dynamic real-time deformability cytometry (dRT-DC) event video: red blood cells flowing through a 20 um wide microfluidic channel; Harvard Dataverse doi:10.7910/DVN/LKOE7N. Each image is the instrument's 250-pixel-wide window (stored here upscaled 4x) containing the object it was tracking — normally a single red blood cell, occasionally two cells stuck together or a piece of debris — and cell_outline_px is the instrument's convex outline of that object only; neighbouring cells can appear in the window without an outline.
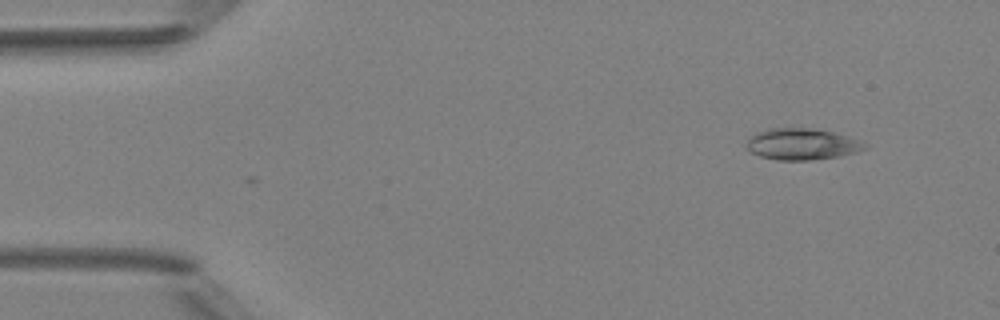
{"species": "Egyptian fruit bat (a non-hibernating species)", "species_latin": "Rousettus aegyptiacus", "temperature_condition": "room temperature", "stored_images_in_passage": 3, "camera_frame_rate_fps": 3000, "um_per_image_px": 0.085, "animal": {"sex": "female"}, "frame": {"image": 1, "passage_image": 1, "time_ms": 0.0, "image_size_px": [1000, 320], "cell_outline_px": [[868, 148], [856, 152], [836, 156], [808, 160], [776, 160], [760, 156], [752, 152], [748, 148], [748, 140], [756, 132], [768, 128], [816, 128], [848, 136], [868, 144]], "centroid_in_image_um": [68.18, 12.24], "position_along_channel_um": 16.8, "area_um2": 21.44}}
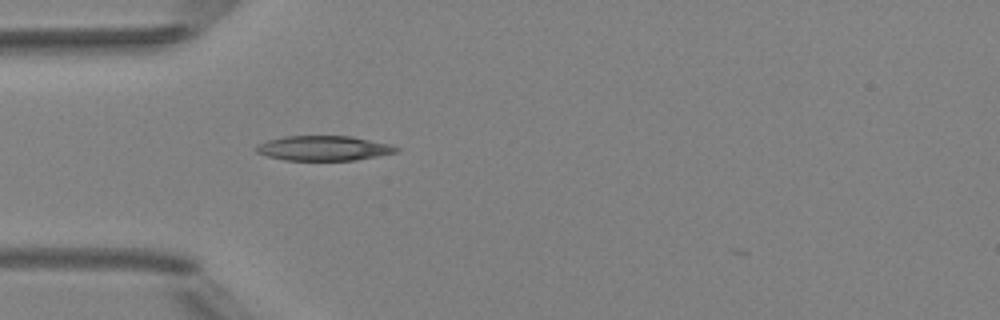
{"frame": {"image": 2, "passage_image": 3, "time_ms": 3.333, "image_size_px": [1000, 320], "cell_outline_px": [[400, 148], [396, 152], [356, 160], [284, 160], [268, 156], [256, 152], [256, 144], [268, 140], [284, 136], [352, 136], [392, 144]], "centroid_in_image_um": [27.52, 12.59], "position_along_channel_um": 57.5, "area_um2": 20.29}}